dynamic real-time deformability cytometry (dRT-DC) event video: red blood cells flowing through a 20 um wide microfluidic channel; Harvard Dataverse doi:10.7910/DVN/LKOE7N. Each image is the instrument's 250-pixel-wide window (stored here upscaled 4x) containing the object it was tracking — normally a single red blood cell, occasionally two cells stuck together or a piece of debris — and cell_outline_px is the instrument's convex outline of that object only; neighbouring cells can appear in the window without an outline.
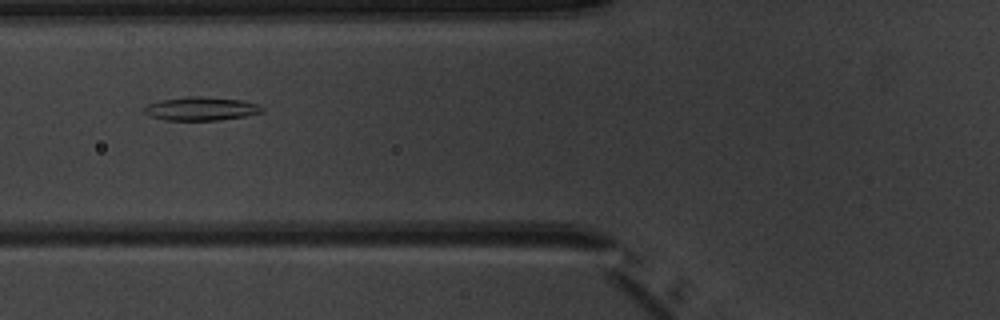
{"species": "common noctule bat (a hibernating species)", "species_latin": "Nyctalus noctula", "temperature_condition": "warm", "stored_images_in_passage": 6, "camera_frame_rate_fps": 3000, "um_per_image_px": 0.085, "animal": {"sex": "male", "body_mass_g": 20.1, "forearm_length_mm": 53.5}, "frame": {"image": 1, "passage_image": 6, "time_ms": 5.667, "image_size_px": [1000, 320], "cell_outline_px": [[264, 112], [248, 116], [220, 120], [164, 120], [152, 116], [144, 112], [144, 108], [148, 104], [164, 100], [188, 96], [200, 96], [240, 100], [260, 104], [264, 108]], "centroid_in_image_um": [17.17, 9.24], "position_along_channel_um": 108.6, "area_um2": 16.13}}